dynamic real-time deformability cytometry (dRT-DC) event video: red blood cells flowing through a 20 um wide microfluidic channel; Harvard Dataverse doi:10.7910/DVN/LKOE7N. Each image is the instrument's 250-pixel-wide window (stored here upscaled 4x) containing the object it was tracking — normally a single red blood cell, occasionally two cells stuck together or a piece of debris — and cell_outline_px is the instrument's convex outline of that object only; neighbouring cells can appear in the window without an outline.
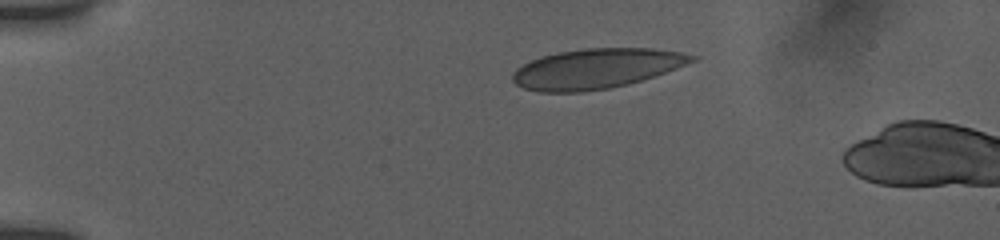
{"species": "human", "species_latin": "Homo sapiens", "temperature_condition": "room temperature", "stored_images_in_passage": 5, "camera_frame_rate_fps": 3000, "um_per_image_px": 0.085, "donor": {"sex": "female"}, "frame": {"image": 1, "passage_image": 1, "time_ms": 0.0, "image_size_px": [1000, 240], "cell_outline_px": [[700, 56], [696, 60], [664, 72], [640, 80], [608, 88], [584, 92], [540, 92], [524, 88], [516, 84], [512, 80], [512, 76], [516, 68], [532, 60], [544, 56], [560, 52], [584, 48], [652, 48], [680, 52]], "centroid_in_image_um": [50.67, 5.83], "position_along_channel_um": 34.3, "area_um2": 41.21}}